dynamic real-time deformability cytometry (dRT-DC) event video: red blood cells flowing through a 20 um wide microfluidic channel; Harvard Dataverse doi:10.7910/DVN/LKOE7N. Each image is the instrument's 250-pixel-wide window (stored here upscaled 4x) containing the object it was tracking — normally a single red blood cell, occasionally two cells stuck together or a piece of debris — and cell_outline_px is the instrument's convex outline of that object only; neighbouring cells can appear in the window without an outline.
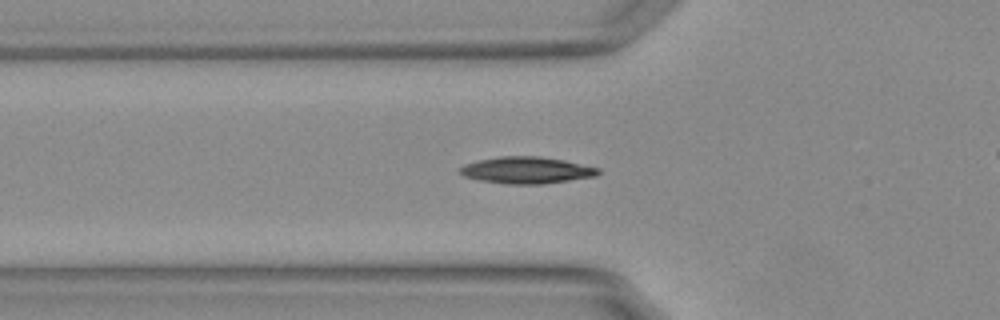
{"species": "Egyptian fruit bat (a non-hibernating species)", "species_latin": "Rousettus aegyptiacus", "temperature_condition": "warm", "stored_images_in_passage": 51, "camera_frame_rate_fps": 3000, "um_per_image_px": 0.085, "animal": {"sex": "female"}, "frame": {"image": 1, "passage_image": 15, "time_ms": 4.667, "image_size_px": [1000, 320], "cell_outline_px": [[600, 172], [596, 176], [540, 184], [508, 184], [480, 180], [464, 176], [460, 172], [460, 168], [464, 164], [480, 160], [500, 156], [540, 156], [564, 160], [600, 168]], "centroid_in_image_um": [44.77, 14.46], "position_along_channel_um": 81.0, "area_um2": 21.33}}